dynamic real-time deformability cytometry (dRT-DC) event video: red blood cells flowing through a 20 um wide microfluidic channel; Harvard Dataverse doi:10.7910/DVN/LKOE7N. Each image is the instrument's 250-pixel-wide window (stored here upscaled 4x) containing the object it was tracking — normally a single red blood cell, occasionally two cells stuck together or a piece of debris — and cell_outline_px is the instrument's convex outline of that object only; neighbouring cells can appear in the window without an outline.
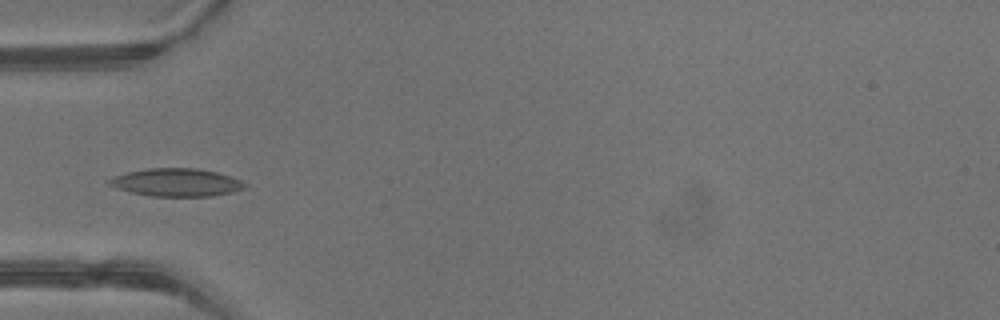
{"species": "common noctule bat (a hibernating species)", "species_latin": "Nyctalus noctula", "temperature_condition": "warm", "stored_images_in_passage": 1, "camera_frame_rate_fps": 3000, "um_per_image_px": 0.085, "animal": {"sex": "male", "body_mass_g": 13.3}, "frame": {"image": 1, "passage_image": 1, "time_ms": 0.0, "image_size_px": [1000, 320], "cell_outline_px": [[248, 184], [244, 188], [232, 192], [212, 196], [152, 196], [132, 192], [116, 188], [108, 184], [104, 180], [112, 176], [128, 172], [148, 168], [196, 168], [216, 172], [240, 180]], "centroid_in_image_um": [14.95, 15.5], "position_along_channel_um": 70.1, "area_um2": 22.02}}